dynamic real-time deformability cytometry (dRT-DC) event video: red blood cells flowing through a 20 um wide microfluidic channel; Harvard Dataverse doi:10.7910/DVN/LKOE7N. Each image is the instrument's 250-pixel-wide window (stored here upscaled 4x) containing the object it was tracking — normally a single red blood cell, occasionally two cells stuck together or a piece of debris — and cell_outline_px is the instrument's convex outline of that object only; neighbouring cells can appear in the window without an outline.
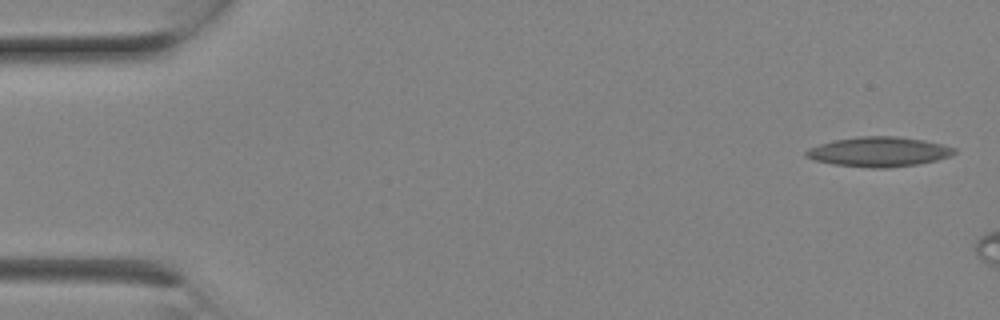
{"species": "Egyptian fruit bat (a non-hibernating species)", "species_latin": "Rousettus aegyptiacus", "temperature_condition": "room temperature", "stored_images_in_passage": 4, "camera_frame_rate_fps": 3000, "um_per_image_px": 0.085, "animal": {"sex": "female"}, "frame": {"image": 1, "passage_image": 1, "time_ms": 0.0, "image_size_px": [1000, 320], "cell_outline_px": [[956, 152], [952, 156], [936, 160], [916, 164], [888, 168], [872, 168], [832, 164], [812, 160], [804, 156], [804, 152], [808, 148], [820, 144], [836, 140], [860, 136], [896, 136], [924, 140], [956, 148]], "centroid_in_image_um": [74.68, 12.9], "position_along_channel_um": 10.3, "area_um2": 25.72}}